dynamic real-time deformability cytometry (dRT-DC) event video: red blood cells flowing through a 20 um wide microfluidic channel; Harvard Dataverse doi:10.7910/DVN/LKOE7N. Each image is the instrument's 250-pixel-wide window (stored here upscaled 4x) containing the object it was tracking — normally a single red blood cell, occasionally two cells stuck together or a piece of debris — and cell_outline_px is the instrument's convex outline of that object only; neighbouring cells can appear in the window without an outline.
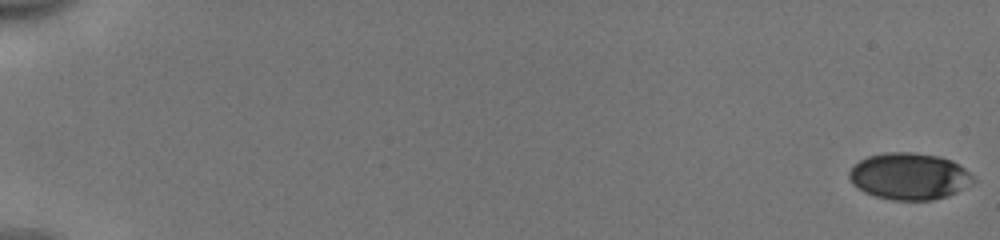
{"species": "human", "species_latin": "Homo sapiens", "temperature_condition": "cold", "stored_images_in_passage": 54, "camera_frame_rate_fps": 3000, "um_per_image_px": 0.085, "donor": {"sex": "male"}, "frame": {"image": 1, "passage_image": 1, "time_ms": 0.0, "image_size_px": [1000, 240], "cell_outline_px": [[976, 180], [956, 192], [948, 196], [932, 200], [892, 200], [876, 196], [864, 192], [852, 184], [848, 176], [848, 172], [860, 160], [868, 156], [884, 152], [912, 152], [940, 156], [952, 160], [964, 168]], "centroid_in_image_um": [77.27, 14.98], "position_along_channel_um": 7.7, "area_um2": 33.76}}
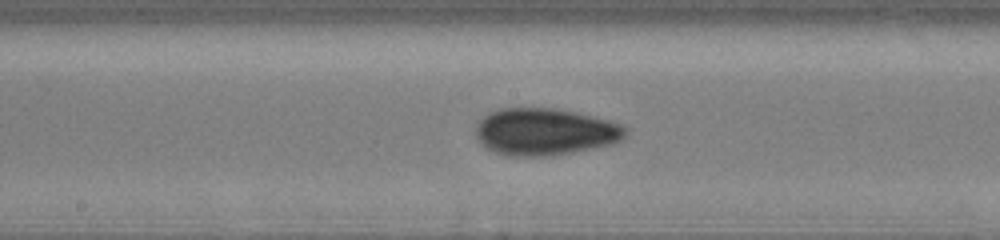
{"frame": {"image": 2, "passage_image": 31, "time_ms": 10.0, "image_size_px": [1000, 240], "cell_outline_px": [[628, 132], [620, 140], [612, 144], [552, 156], [504, 156], [488, 148], [476, 136], [476, 124], [488, 112], [500, 108], [556, 108], [576, 112], [608, 120], [620, 124], [628, 128]], "centroid_in_image_um": [46.32, 11.19], "position_along_channel_um": 201.9, "area_um2": 41.04}}
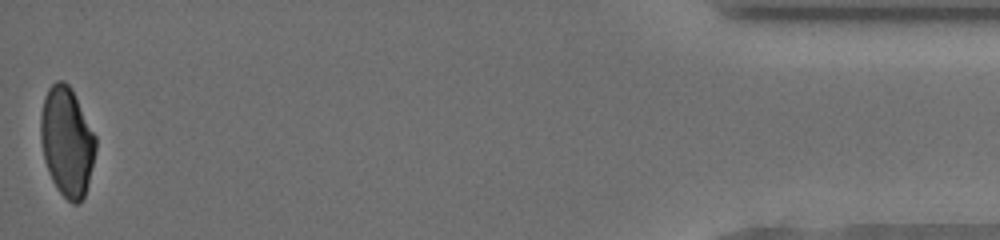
{"frame": {"image": 3, "passage_image": 54, "time_ms": 17.667, "image_size_px": [1000, 240], "cell_outline_px": [[96, 148], [88, 184], [84, 196], [76, 204], [72, 204], [60, 192], [52, 180], [48, 172], [44, 160], [40, 140], [40, 116], [44, 96], [48, 88], [56, 80], [64, 80], [72, 88], [96, 136]], "centroid_in_image_um": [5.67, 12.0], "position_along_channel_um": 429.5, "area_um2": 35.2}, "authors_computed_cell_mechanics": {"area_um2": 36.9631, "velocity_mm_per_s": 3.9754, "shape_relaxation_time_tau1_ms": 3.669, "shape_relaxation_time_tau2_ms": 1.8263, "deformation_change_tau1": 0.1248, "deformation_change_tau2": 0.0611}}